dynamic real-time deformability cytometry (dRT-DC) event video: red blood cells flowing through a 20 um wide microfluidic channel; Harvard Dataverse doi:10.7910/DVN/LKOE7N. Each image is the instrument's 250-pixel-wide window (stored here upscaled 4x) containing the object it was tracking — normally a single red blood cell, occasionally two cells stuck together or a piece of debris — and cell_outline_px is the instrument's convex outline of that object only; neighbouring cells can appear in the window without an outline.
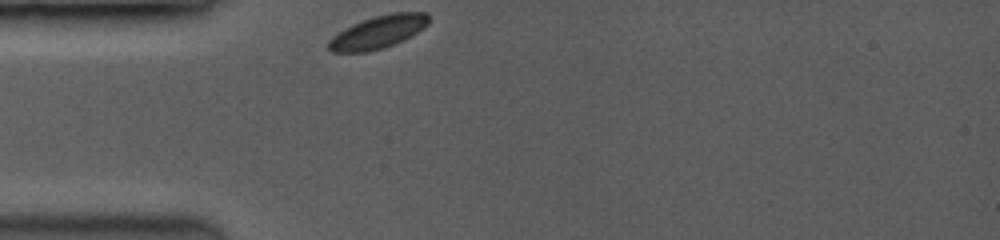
{"species": "common noctule bat (a hibernating species)", "species_latin": "Nyctalus noctula", "temperature_condition": "room temperature", "stored_images_in_passage": 1, "camera_frame_rate_fps": 3500, "um_per_image_px": 0.085, "animal": {"sex": "female", "body_mass_g": 19.0, "forearm_length_mm": 53.3}, "frame": {"image": 1, "passage_image": 1, "time_ms": 0.0, "image_size_px": [1000, 240], "cell_outline_px": [[428, 24], [404, 40], [384, 48], [368, 52], [328, 52], [328, 40], [332, 36], [344, 28], [352, 24], [376, 16], [392, 12], [428, 12]], "centroid_in_image_um": [32.1, 2.74], "position_along_channel_um": 52.9, "area_um2": 19.13}}